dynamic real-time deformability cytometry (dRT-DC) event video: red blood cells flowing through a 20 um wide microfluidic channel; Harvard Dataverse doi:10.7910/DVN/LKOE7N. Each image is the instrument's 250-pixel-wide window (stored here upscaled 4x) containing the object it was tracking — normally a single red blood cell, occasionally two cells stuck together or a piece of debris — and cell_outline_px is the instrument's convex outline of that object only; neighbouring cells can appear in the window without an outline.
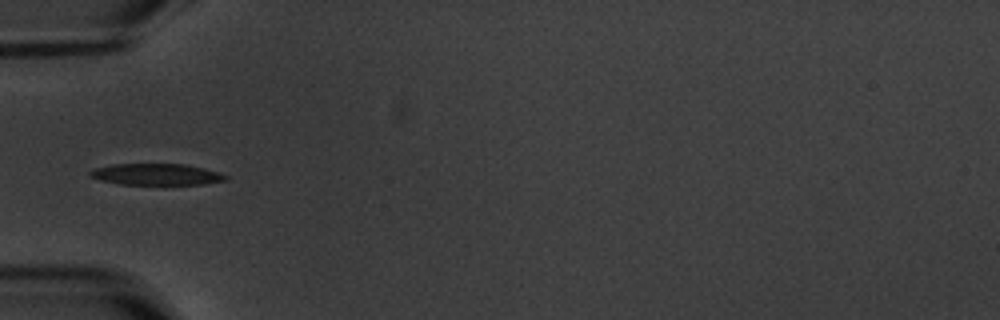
{"species": "common noctule bat (a hibernating species)", "species_latin": "Nyctalus noctula", "temperature_condition": "warm", "stored_images_in_passage": 7, "camera_frame_rate_fps": 3000, "um_per_image_px": 0.085, "animal": {"sex": "male", "body_mass_g": 20.1, "forearm_length_mm": 53.5}, "frame": {"image": 1, "passage_image": 5, "time_ms": 6.333, "image_size_px": [1000, 320], "cell_outline_px": [[228, 180], [204, 184], [120, 184], [100, 180], [88, 176], [88, 172], [92, 168], [112, 164], [184, 164], [204, 168], [220, 172], [228, 176]], "centroid_in_image_um": [13.27, 14.81], "position_along_channel_um": 71.7, "area_um2": 17.05}}